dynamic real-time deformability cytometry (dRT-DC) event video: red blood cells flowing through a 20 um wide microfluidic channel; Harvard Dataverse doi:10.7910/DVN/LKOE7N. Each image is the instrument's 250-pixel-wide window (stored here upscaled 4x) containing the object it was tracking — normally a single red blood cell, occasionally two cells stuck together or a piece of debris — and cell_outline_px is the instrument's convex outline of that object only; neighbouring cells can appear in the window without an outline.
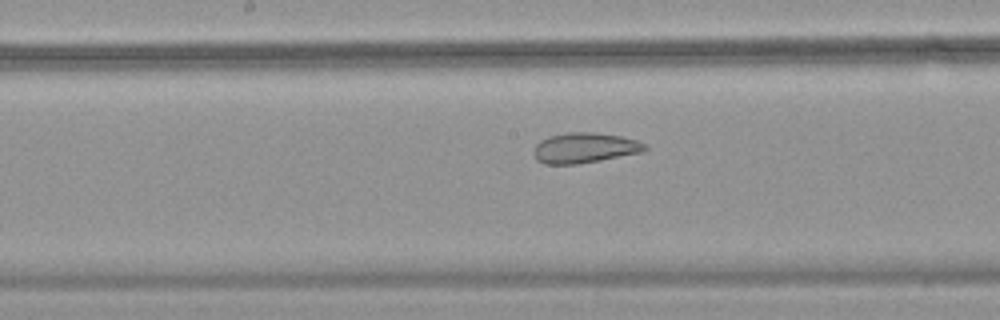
{"species": "common noctule bat (a hibernating species)", "species_latin": "Nyctalus noctula", "temperature_condition": "warm", "stored_images_in_passage": 20, "camera_frame_rate_fps": 3000, "um_per_image_px": 0.085, "animal": {"sex": "female", "body_mass_g": 18.4}, "frame": {"image": 1, "passage_image": 15, "time_ms": 4.667, "image_size_px": [1000, 320], "cell_outline_px": [[648, 148], [640, 152], [600, 160], [576, 164], [544, 164], [536, 160], [532, 152], [536, 144], [540, 140], [548, 136], [568, 132], [592, 132], [620, 136], [636, 140], [644, 144]], "centroid_in_image_um": [49.62, 12.57], "position_along_channel_um": 198.6, "area_um2": 19.54}}